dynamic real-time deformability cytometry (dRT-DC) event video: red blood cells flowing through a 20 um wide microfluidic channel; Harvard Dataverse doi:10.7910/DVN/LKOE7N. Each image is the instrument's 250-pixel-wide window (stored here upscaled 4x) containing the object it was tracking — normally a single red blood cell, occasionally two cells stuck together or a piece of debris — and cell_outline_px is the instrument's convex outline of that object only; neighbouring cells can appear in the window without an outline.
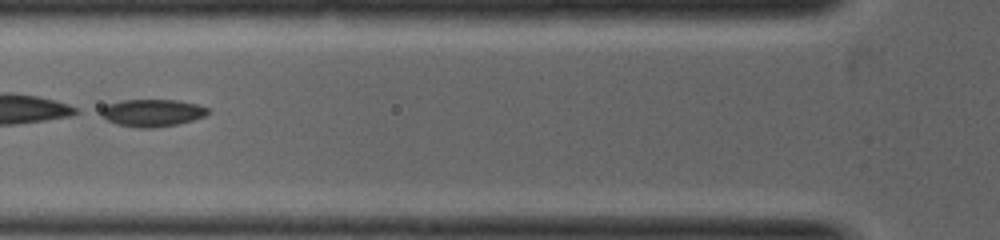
{"species": "common noctule bat (a hibernating species)", "species_latin": "Nyctalus noctula", "temperature_condition": "warm", "stored_images_in_passage": 5, "camera_frame_rate_fps": 5000, "um_per_image_px": 0.085, "animal": {"sex": "female", "body_mass_g": 19.0, "forearm_length_mm": 53.3}, "frame": {"image": 1, "passage_image": 3, "time_ms": 0.6, "image_size_px": [1000, 240], "cell_outline_px": [[212, 112], [204, 116], [192, 120], [176, 124], [116, 124], [92, 112], [108, 104], [124, 100], [180, 100], [196, 104], [208, 108]], "centroid_in_image_um": [12.9, 9.52], "position_along_channel_um": 112.9, "area_um2": 16.24}}